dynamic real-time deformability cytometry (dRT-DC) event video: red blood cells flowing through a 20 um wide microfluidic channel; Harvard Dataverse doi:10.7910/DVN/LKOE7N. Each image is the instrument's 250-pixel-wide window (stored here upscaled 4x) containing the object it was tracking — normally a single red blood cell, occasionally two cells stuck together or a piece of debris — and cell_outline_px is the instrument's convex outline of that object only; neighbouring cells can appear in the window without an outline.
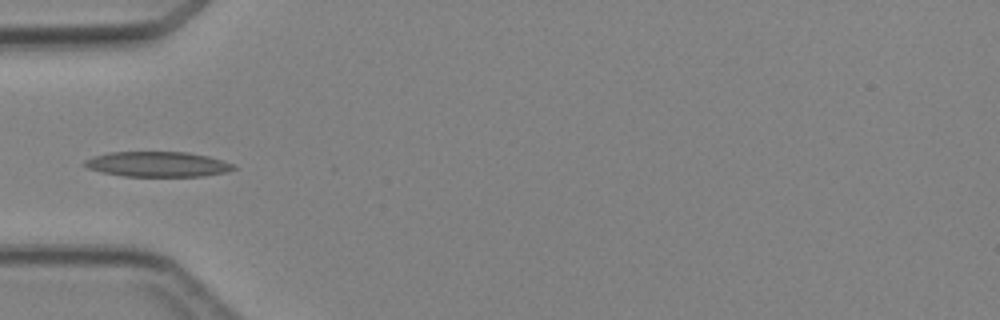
{"species": "Egyptian fruit bat (a non-hibernating species)", "species_latin": "Rousettus aegyptiacus", "temperature_condition": "cold", "stored_images_in_passage": 4, "camera_frame_rate_fps": 3000, "um_per_image_px": 0.085, "animal": {"sex": "female"}, "frame": {"image": 1, "passage_image": 3, "time_ms": 2.333, "image_size_px": [1000, 320], "cell_outline_px": [[236, 168], [228, 172], [204, 176], [124, 176], [100, 172], [88, 168], [84, 164], [84, 160], [92, 156], [108, 152], [188, 152], [208, 156], [224, 160], [232, 164]], "centroid_in_image_um": [13.39, 13.95], "position_along_channel_um": 71.6, "area_um2": 21.96}}
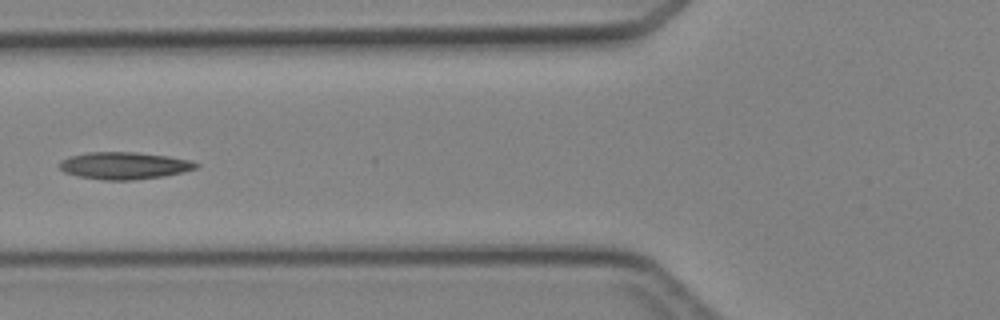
{"frame": {"image": 2, "passage_image": 4, "time_ms": 3.333, "image_size_px": [1000, 320], "cell_outline_px": [[200, 164], [196, 168], [164, 176], [132, 180], [104, 180], [80, 176], [64, 172], [60, 168], [60, 160], [68, 156], [88, 152], [136, 152], [168, 156], [192, 160]], "centroid_in_image_um": [10.55, 14.07], "position_along_channel_um": 115.2, "area_um2": 21.56}}